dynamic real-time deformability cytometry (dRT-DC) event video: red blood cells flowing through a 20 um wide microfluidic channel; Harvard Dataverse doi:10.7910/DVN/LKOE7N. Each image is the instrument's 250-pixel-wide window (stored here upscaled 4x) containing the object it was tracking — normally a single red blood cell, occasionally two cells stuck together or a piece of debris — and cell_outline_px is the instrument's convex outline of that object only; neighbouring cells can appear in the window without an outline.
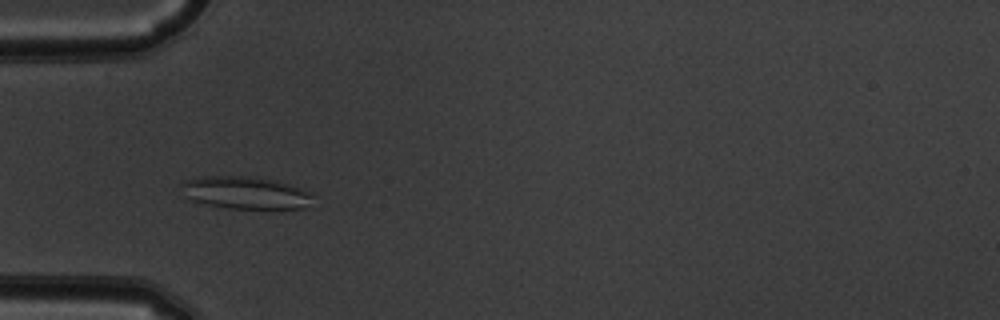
{"species": "common noctule bat (a hibernating species)", "species_latin": "Nyctalus noctula", "temperature_condition": "warm", "stored_images_in_passage": 42, "camera_frame_rate_fps": 3000, "um_per_image_px": 0.085, "animal": {"sex": "male", "body_mass_g": 19.5, "forearm_length_mm": 54.6}, "frame": {"image": 1, "passage_image": 6, "time_ms": 1.667, "image_size_px": [1000, 320], "cell_outline_px": [[312, 196], [300, 208], [228, 208], [208, 204], [192, 200], [184, 196], [176, 184], [184, 180], [200, 176], [256, 176], [276, 180], [312, 192]], "centroid_in_image_um": [20.72, 16.34], "position_along_channel_um": 64.3, "area_um2": 24.85}}
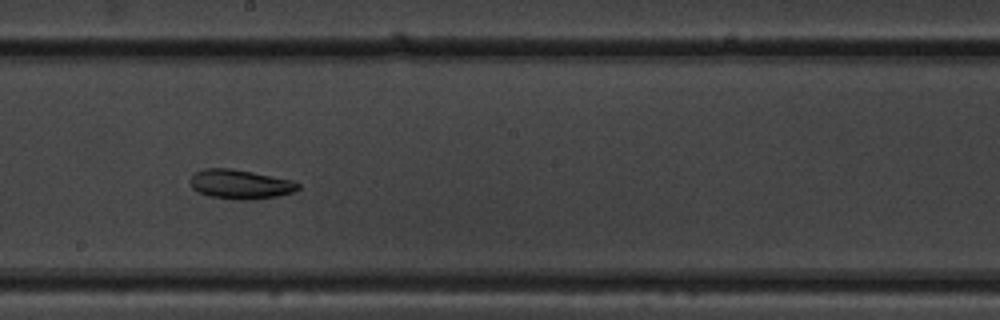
{"frame": {"image": 2, "passage_image": 19, "time_ms": 6.0, "image_size_px": [1000, 320], "cell_outline_px": [[300, 188], [296, 192], [256, 200], [236, 200], [208, 196], [196, 192], [192, 188], [188, 180], [196, 172], [204, 168], [228, 168], [252, 172], [292, 180], [300, 184]], "centroid_in_image_um": [20.41, 15.68], "position_along_channel_um": 227.8, "area_um2": 18.73}}
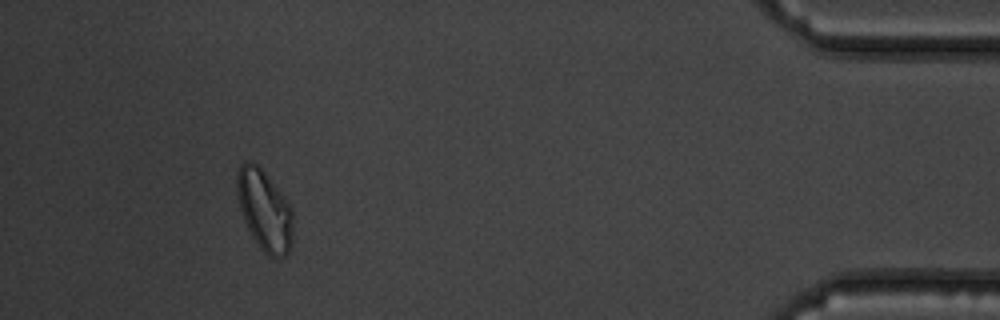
{"frame": {"image": 3, "passage_image": 38, "time_ms": 12.333, "image_size_px": [1000, 320], "cell_outline_px": [[292, 244], [288, 252], [284, 256], [276, 260], [268, 256], [260, 248], [252, 236], [244, 220], [236, 196], [236, 172], [240, 164], [244, 160], [252, 160], [264, 172], [288, 204], [292, 212]], "centroid_in_image_um": [22.44, 17.88], "position_along_channel_um": 412.8, "area_um2": 26.3}}